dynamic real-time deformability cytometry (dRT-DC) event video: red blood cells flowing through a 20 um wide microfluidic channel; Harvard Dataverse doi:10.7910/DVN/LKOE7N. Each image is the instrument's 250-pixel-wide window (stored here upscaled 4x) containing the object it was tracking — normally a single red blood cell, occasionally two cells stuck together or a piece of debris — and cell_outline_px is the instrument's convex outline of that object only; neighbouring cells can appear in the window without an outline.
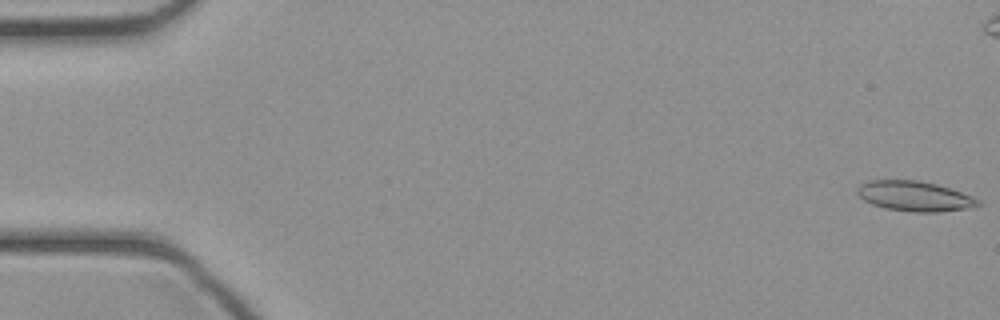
{"species": "common noctule bat (a hibernating species)", "species_latin": "Nyctalus noctula", "temperature_condition": "cold", "stored_images_in_passage": 45, "camera_frame_rate_fps": 3000, "um_per_image_px": 0.085, "animal": {"sex": "female", "body_mass_g": 21.9}, "frame": {"image": 1, "passage_image": 1, "time_ms": 0.0, "image_size_px": [1000, 320], "cell_outline_px": [[980, 204], [968, 208], [936, 212], [912, 212], [884, 208], [872, 204], [864, 200], [856, 192], [856, 188], [860, 184], [868, 180], [920, 180], [936, 184], [972, 196], [980, 200]], "centroid_in_image_um": [77.7, 16.67], "position_along_channel_um": 7.3, "area_um2": 21.1}}